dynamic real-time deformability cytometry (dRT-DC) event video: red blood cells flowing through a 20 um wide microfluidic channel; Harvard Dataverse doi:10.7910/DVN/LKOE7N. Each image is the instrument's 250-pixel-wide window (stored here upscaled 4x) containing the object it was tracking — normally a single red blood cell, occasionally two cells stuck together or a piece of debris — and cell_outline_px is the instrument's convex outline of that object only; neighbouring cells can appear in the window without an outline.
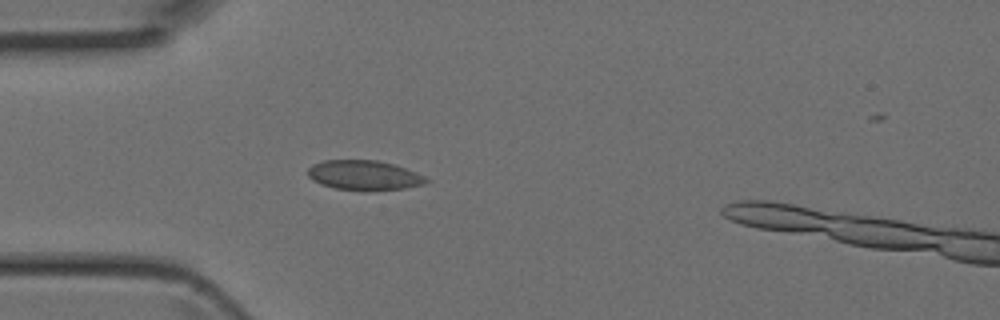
{"species": "Egyptian fruit bat (a non-hibernating species)", "species_latin": "Rousettus aegyptiacus", "temperature_condition": "room temperature", "stored_images_in_passage": 4, "camera_frame_rate_fps": 3000, "um_per_image_px": 0.085, "animal": {"sex": "female"}, "frame": {"image": 1, "passage_image": 3, "time_ms": 0.667, "image_size_px": [1000, 320], "cell_outline_px": [[432, 180], [424, 184], [404, 188], [364, 192], [336, 188], [320, 184], [312, 180], [308, 176], [308, 168], [312, 164], [324, 160], [376, 160], [392, 164], [416, 172]], "centroid_in_image_um": [30.94, 14.91], "position_along_channel_um": 54.1, "area_um2": 20.75}}